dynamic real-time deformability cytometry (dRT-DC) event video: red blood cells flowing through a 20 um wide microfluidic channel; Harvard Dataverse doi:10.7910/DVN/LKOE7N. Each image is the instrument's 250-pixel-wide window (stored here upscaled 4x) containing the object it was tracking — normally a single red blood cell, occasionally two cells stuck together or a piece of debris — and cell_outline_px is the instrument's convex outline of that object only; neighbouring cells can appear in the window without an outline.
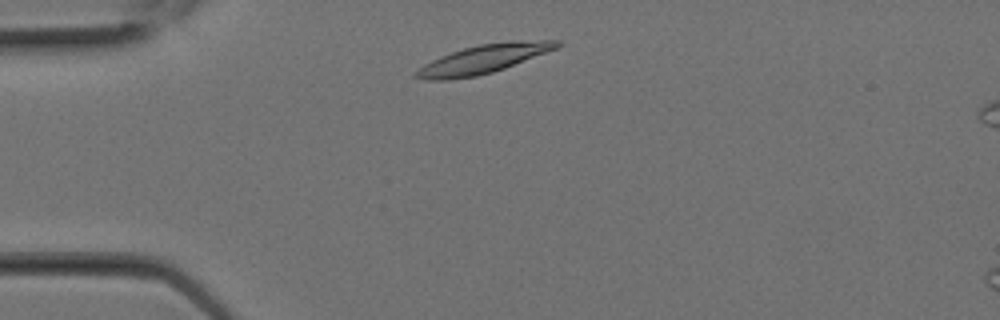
{"species": "Egyptian fruit bat (a non-hibernating species)", "species_latin": "Rousettus aegyptiacus", "temperature_condition": "room temperature", "stored_images_in_passage": 5, "camera_frame_rate_fps": 3000, "um_per_image_px": 0.085, "animal": {"sex": "female"}, "frame": {"image": 1, "passage_image": 2, "time_ms": 0.333, "image_size_px": [1000, 320], "cell_outline_px": [[560, 44], [556, 48], [504, 68], [492, 72], [476, 76], [448, 80], [428, 80], [416, 76], [416, 72], [424, 64], [440, 56], [464, 48], [480, 44], [512, 40], [560, 40]], "centroid_in_image_um": [41.09, 5.01], "position_along_channel_um": 43.9, "area_um2": 23.06}}
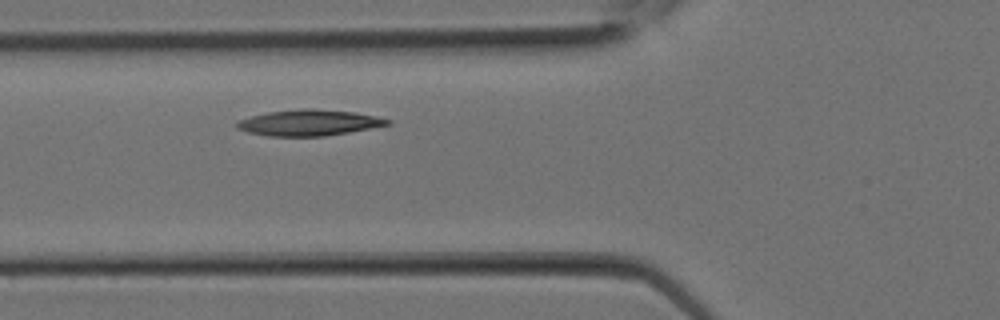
{"frame": {"image": 2, "passage_image": 5, "time_ms": 1.333, "image_size_px": [1000, 320], "cell_outline_px": [[392, 124], [348, 132], [324, 136], [268, 136], [248, 132], [236, 128], [236, 124], [240, 120], [252, 116], [268, 112], [304, 108], [316, 108], [352, 112], [376, 116], [392, 120]], "centroid_in_image_um": [26.28, 10.42], "position_along_channel_um": 99.5, "area_um2": 22.66}}